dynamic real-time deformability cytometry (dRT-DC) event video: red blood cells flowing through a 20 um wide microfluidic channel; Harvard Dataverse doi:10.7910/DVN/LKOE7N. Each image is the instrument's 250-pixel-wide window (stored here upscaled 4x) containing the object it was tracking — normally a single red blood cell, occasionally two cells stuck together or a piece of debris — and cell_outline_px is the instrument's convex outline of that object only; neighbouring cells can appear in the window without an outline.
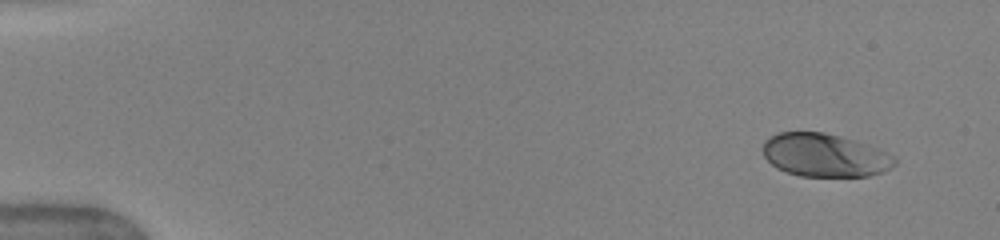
{"species": "human", "species_latin": "Homo sapiens", "temperature_condition": "warm", "stored_images_in_passage": 47, "camera_frame_rate_fps": 3000, "um_per_image_px": 0.085, "donor": {"sex": "female"}, "frame": {"image": 1, "passage_image": 1, "time_ms": 0.0, "image_size_px": [1000, 240], "cell_outline_px": [[896, 164], [892, 168], [884, 172], [868, 176], [800, 176], [776, 168], [764, 156], [764, 140], [780, 132], [824, 132], [856, 140], [896, 156]], "centroid_in_image_um": [70.14, 13.2], "position_along_channel_um": 14.9, "area_um2": 33.18}}
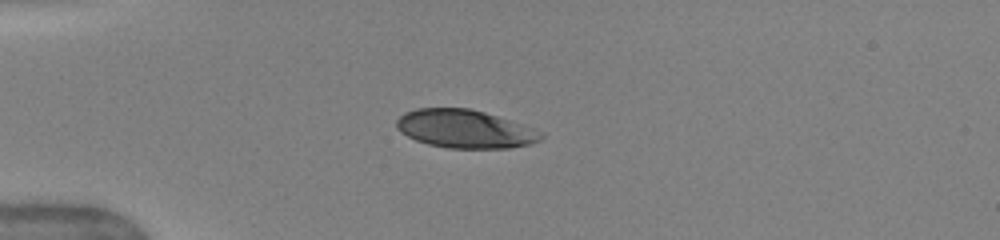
{"frame": {"image": 2, "passage_image": 11, "time_ms": 3.333, "image_size_px": [1000, 240], "cell_outline_px": [[544, 136], [540, 140], [532, 144], [508, 148], [448, 148], [428, 144], [416, 140], [400, 132], [396, 128], [396, 120], [404, 112], [416, 108], [468, 108], [484, 112], [536, 128], [544, 132]], "centroid_in_image_um": [39.54, 10.96], "position_along_channel_um": 45.5, "area_um2": 32.43}}
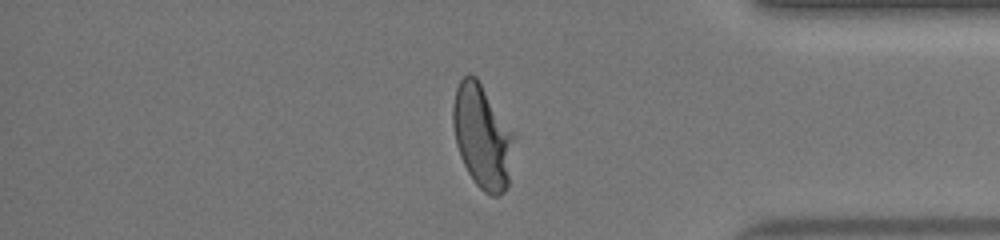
{"frame": {"image": 3, "passage_image": 40, "time_ms": 13.0, "image_size_px": [1000, 240], "cell_outline_px": [[516, 136], [508, 188], [500, 196], [492, 196], [484, 192], [476, 184], [468, 172], [460, 156], [456, 144], [452, 124], [452, 104], [456, 88], [460, 80], [468, 72], [476, 76]], "centroid_in_image_um": [41.0, 11.61], "position_along_channel_um": 394.2, "area_um2": 37.34}, "authors_computed_cell_mechanics": {"area_um2": 34.68, "velocity_mm_per_s": 4.0651, "shape_relaxation_time_tau1_ms": 3.2924, "shape_relaxation_time_tau2_ms": null, "deformation_change_tau1": 0.1764, "deformation_change_tau2": null}}